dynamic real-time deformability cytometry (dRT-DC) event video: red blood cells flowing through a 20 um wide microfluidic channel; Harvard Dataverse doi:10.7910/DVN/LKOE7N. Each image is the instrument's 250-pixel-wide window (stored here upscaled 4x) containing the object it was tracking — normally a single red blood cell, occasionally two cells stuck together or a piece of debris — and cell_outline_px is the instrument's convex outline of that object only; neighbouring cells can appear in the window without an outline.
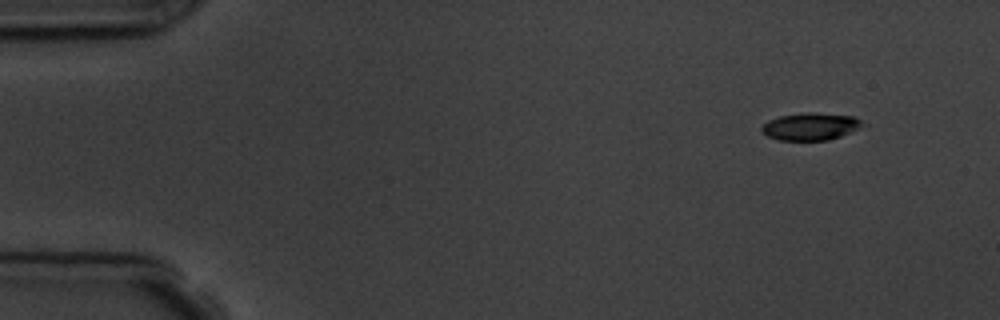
{"species": "common noctule bat (a hibernating species)", "species_latin": "Nyctalus noctula", "temperature_condition": "room temperature", "stored_images_in_passage": 7, "camera_frame_rate_fps": 3000, "um_per_image_px": 0.085, "animal": {"sex": "male", "body_mass_g": 19.5, "forearm_length_mm": 54.6}, "frame": {"image": 1, "passage_image": 1, "time_ms": 0.0, "image_size_px": [1000, 320], "cell_outline_px": [[868, 124], [840, 136], [828, 140], [780, 140], [768, 136], [760, 132], [760, 128], [768, 120], [780, 116], [804, 112], [816, 112], [852, 116]], "centroid_in_image_um": [68.89, 10.74], "position_along_channel_um": 16.1, "area_um2": 16.13}}
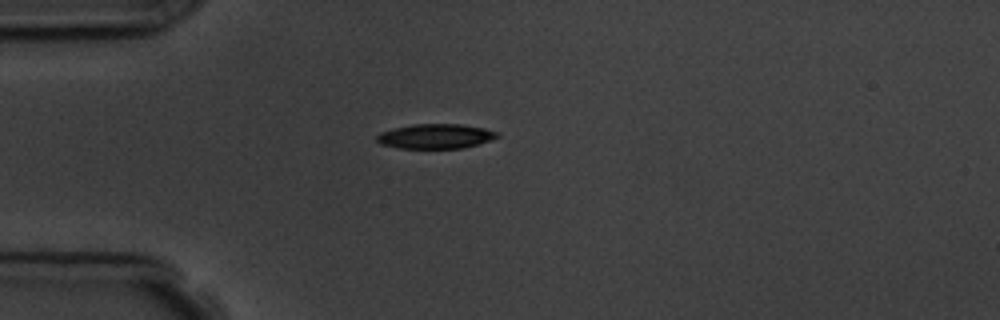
{"frame": {"image": 2, "passage_image": 4, "time_ms": 3.333, "image_size_px": [1000, 320], "cell_outline_px": [[500, 136], [464, 148], [400, 148], [380, 144], [376, 140], [376, 136], [380, 132], [392, 128], [412, 124], [460, 124], [484, 128], [500, 132]], "centroid_in_image_um": [37.0, 11.57], "position_along_channel_um": 48.0, "area_um2": 17.34}}